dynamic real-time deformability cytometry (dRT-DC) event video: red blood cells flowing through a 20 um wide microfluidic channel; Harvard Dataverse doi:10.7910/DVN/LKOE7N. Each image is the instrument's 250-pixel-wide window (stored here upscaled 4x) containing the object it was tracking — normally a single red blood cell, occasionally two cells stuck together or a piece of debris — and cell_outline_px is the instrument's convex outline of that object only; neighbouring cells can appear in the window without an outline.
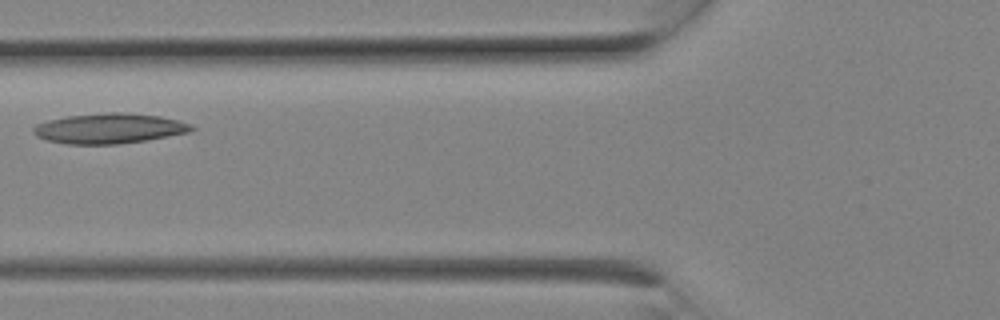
{"species": "Egyptian fruit bat (a non-hibernating species)", "species_latin": "Rousettus aegyptiacus", "temperature_condition": "room temperature", "stored_images_in_passage": 5, "camera_frame_rate_fps": 3000, "um_per_image_px": 0.085, "animal": {"sex": "female"}, "frame": {"image": 1, "passage_image": 3, "time_ms": 0.667, "image_size_px": [1000, 320], "cell_outline_px": [[196, 128], [188, 132], [148, 140], [120, 144], [68, 144], [44, 140], [36, 136], [32, 132], [32, 128], [36, 124], [48, 120], [64, 116], [104, 112], [124, 112], [160, 116], [192, 124]], "centroid_in_image_um": [9.24, 10.91], "position_along_channel_um": 116.6, "area_um2": 28.09}}
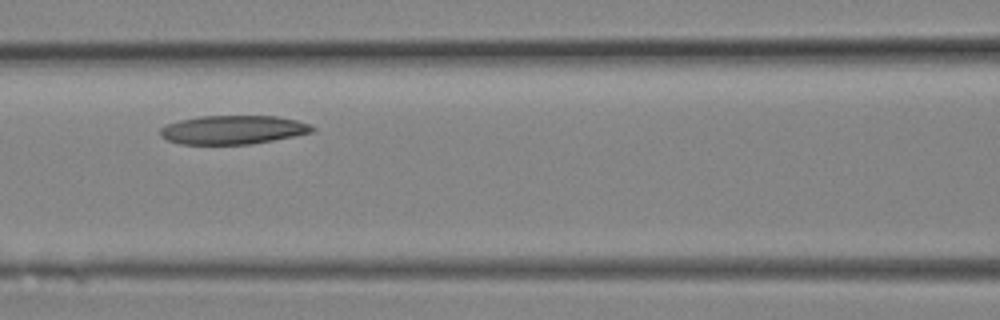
{"frame": {"image": 2, "passage_image": 4, "time_ms": 1.0, "image_size_px": [1000, 320], "cell_outline_px": [[316, 132], [252, 144], [180, 144], [168, 140], [160, 136], [160, 128], [168, 124], [180, 120], [200, 116], [276, 116], [296, 120], [308, 124], [316, 128]], "centroid_in_image_um": [19.83, 11.03], "position_along_channel_um": 146.8, "area_um2": 25.49}}
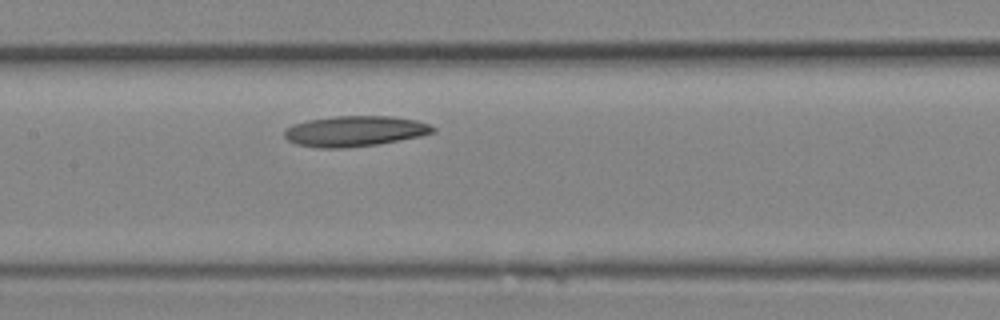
{"frame": {"image": 3, "passage_image": 5, "time_ms": 1.333, "image_size_px": [1000, 320], "cell_outline_px": [[436, 132], [420, 136], [376, 144], [344, 148], [316, 148], [296, 144], [288, 140], [284, 136], [284, 132], [292, 124], [308, 120], [336, 116], [392, 116], [416, 120], [428, 124], [436, 128]], "centroid_in_image_um": [30.15, 11.15], "position_along_channel_um": 177.2, "area_um2": 26.36}}